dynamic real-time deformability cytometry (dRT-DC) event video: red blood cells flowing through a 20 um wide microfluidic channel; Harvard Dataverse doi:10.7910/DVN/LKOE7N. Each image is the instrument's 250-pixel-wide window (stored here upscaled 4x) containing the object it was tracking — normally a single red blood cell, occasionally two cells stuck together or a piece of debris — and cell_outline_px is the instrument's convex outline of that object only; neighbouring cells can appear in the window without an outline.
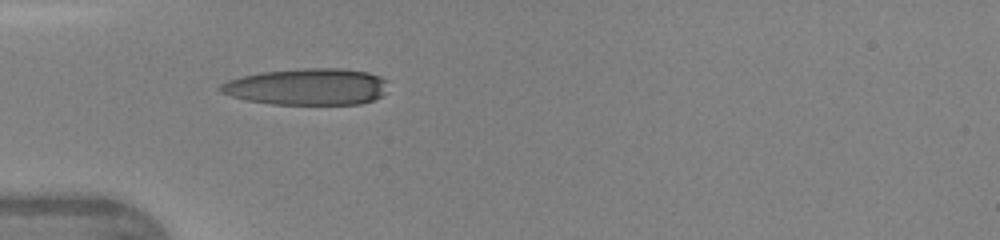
{"species": "human", "species_latin": "Homo sapiens", "temperature_condition": "warm", "stored_images_in_passage": 33, "camera_frame_rate_fps": 3000, "um_per_image_px": 0.085, "donor": {"sex": "female"}, "frame": {"image": 1, "passage_image": 1, "time_ms": 0.0, "image_size_px": [1000, 240], "cell_outline_px": [[388, 80], [384, 92], [380, 96], [372, 100], [360, 104], [272, 104], [248, 100], [232, 96], [220, 92], [216, 88], [220, 84], [228, 80], [240, 76], [260, 72], [304, 68], [340, 68], [368, 72], [380, 76]], "centroid_in_image_um": [26.09, 7.36], "position_along_channel_um": 58.9, "area_um2": 35.89}}
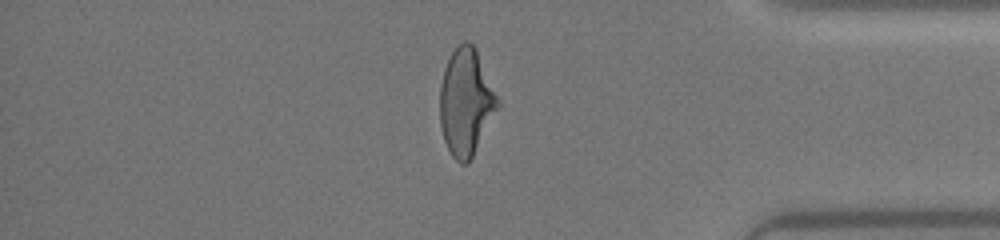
{"frame": {"image": 2, "passage_image": 26, "time_ms": 8.333, "image_size_px": [1000, 240], "cell_outline_px": [[500, 104], [468, 164], [460, 164], [452, 156], [444, 140], [440, 124], [440, 84], [444, 68], [456, 44], [464, 40], [468, 40], [476, 48]], "centroid_in_image_um": [39.58, 8.66], "position_along_channel_um": 395.6, "area_um2": 35.72}}
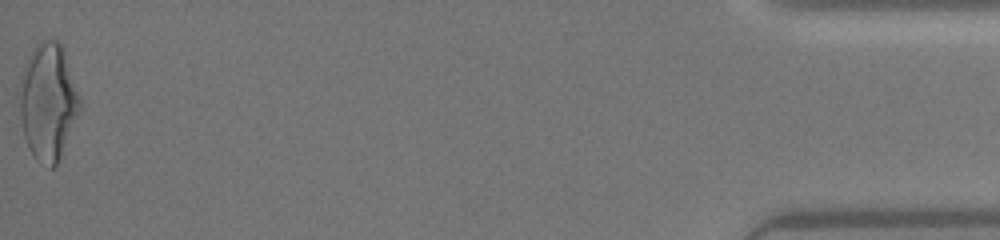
{"frame": {"image": 3, "passage_image": 33, "time_ms": 10.667, "image_size_px": [1000, 240], "cell_outline_px": [[80, 108], [60, 156], [56, 164], [52, 168], [48, 168], [40, 164], [36, 160], [24, 136], [20, 120], [16, 92], [20, 72], [32, 48], [40, 40], [56, 40], [60, 44], [80, 96]], "centroid_in_image_um": [4.0, 8.63], "position_along_channel_um": 431.2, "area_um2": 41.15}, "authors_computed_cell_mechanics": {"area_um2": 35.836, "velocity_mm_per_s": 4.3666, "shape_relaxation_time_tau1_ms": 4.5927, "shape_relaxation_time_tau2_ms": 1.1877, "deformation_change_tau1": 0.1972, "deformation_change_tau2": 0.1021}}